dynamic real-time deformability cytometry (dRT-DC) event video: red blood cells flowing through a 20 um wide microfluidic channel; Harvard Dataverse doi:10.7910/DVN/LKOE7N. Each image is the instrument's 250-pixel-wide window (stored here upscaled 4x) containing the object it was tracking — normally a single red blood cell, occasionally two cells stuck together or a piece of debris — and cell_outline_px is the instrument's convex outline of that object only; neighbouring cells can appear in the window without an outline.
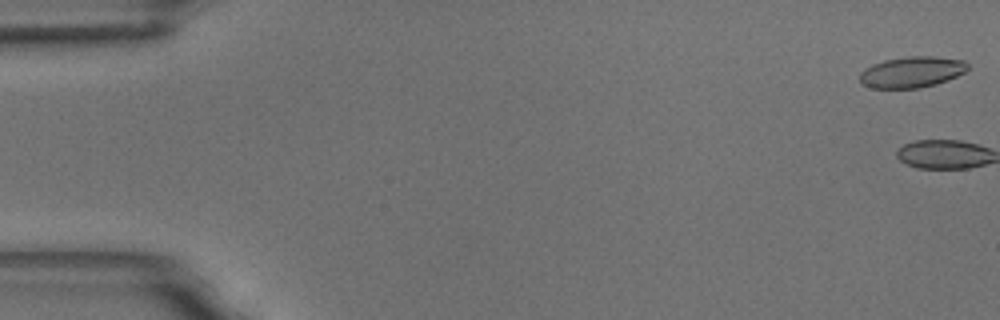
{"species": "common noctule bat (a hibernating species)", "species_latin": "Nyctalus noctula", "temperature_condition": "room temperature", "stored_images_in_passage": 2, "camera_frame_rate_fps": 3000, "um_per_image_px": 0.085, "animal": {"sex": "male", "body_mass_g": 18.8}, "frame": {"image": 1, "passage_image": 1, "time_ms": 0.0, "image_size_px": [1000, 320], "cell_outline_px": [[968, 68], [964, 72], [948, 80], [936, 84], [920, 88], [872, 88], [860, 84], [860, 72], [864, 68], [872, 64], [884, 60], [908, 56], [936, 56], [964, 60], [968, 64]], "centroid_in_image_um": [77.48, 6.12], "position_along_channel_um": 7.5, "area_um2": 19.71}}